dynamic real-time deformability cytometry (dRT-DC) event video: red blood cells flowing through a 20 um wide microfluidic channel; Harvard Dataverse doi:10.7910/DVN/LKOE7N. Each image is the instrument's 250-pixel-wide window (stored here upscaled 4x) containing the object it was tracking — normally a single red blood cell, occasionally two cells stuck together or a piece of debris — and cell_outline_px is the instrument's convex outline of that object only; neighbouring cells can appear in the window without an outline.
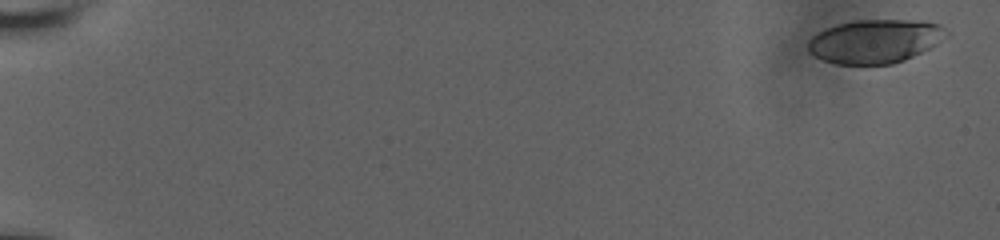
{"species": "human", "species_latin": "Homo sapiens", "temperature_condition": "room temperature", "stored_images_in_passage": 23, "camera_frame_rate_fps": 3000, "um_per_image_px": 0.085, "donor": {"sex": "male"}, "frame": {"image": 1, "passage_image": 1, "time_ms": 0.0, "image_size_px": [1000, 240], "cell_outline_px": [[952, 32], [948, 36], [932, 48], [904, 60], [892, 64], [836, 64], [824, 60], [808, 52], [808, 40], [816, 32], [824, 28], [856, 20], [924, 20], [940, 24], [948, 28]], "centroid_in_image_um": [74.45, 3.49], "position_along_channel_um": 10.5, "area_um2": 35.78}}
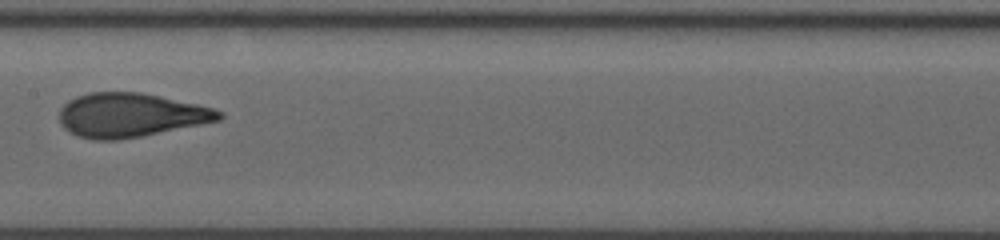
{"frame": {"image": 2, "passage_image": 10, "time_ms": 10.333, "image_size_px": [1000, 240], "cell_outline_px": [[224, 116], [220, 120], [120, 140], [92, 140], [80, 136], [64, 128], [60, 124], [60, 108], [68, 100], [76, 96], [88, 92], [140, 92], [160, 96], [196, 104], [212, 108], [224, 112]], "centroid_in_image_um": [11.07, 9.78], "position_along_channel_um": 196.3, "area_um2": 40.75}}
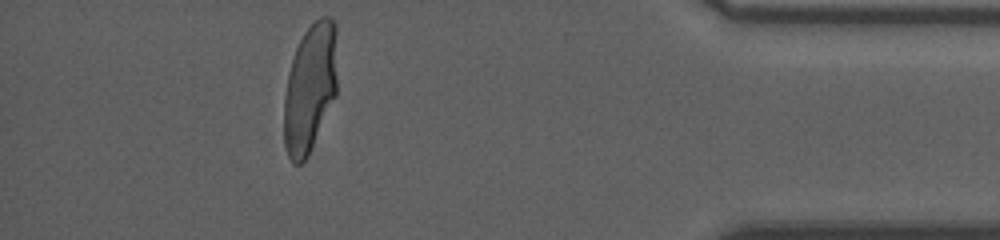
{"frame": {"image": 3, "passage_image": 20, "time_ms": 17.0, "image_size_px": [1000, 240], "cell_outline_px": [[336, 96], [304, 160], [300, 164], [292, 164], [288, 156], [284, 144], [284, 96], [288, 72], [296, 48], [304, 32], [320, 16], [328, 16], [336, 24]], "centroid_in_image_um": [26.34, 7.45], "position_along_channel_um": 408.9, "area_um2": 39.65}, "authors_computed_cell_mechanics": {"area_um2": 39.9976, "velocity_mm_per_s": 3.7903, "shape_relaxation_time_tau1_ms": 3.3809, "shape_relaxation_time_tau2_ms": null, "deformation_change_tau1": 0.1759, "deformation_change_tau2": null}}